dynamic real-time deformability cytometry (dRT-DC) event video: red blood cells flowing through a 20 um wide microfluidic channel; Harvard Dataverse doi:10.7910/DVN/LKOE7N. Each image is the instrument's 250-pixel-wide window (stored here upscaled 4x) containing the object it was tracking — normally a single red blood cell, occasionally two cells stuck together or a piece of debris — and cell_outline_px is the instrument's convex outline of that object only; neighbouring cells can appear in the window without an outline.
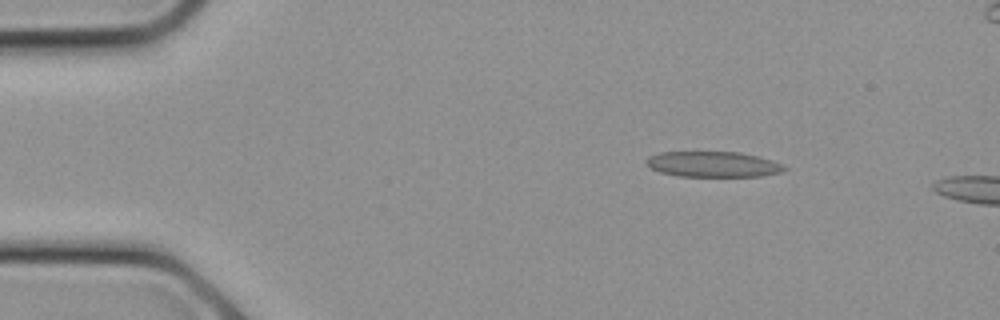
{"species": "common noctule bat (a hibernating species)", "species_latin": "Nyctalus noctula", "temperature_condition": "cold", "stored_images_in_passage": 6, "camera_frame_rate_fps": 3000, "um_per_image_px": 0.085, "animal": {"sex": "female", "body_mass_g": 21.9}, "frame": {"image": 1, "passage_image": 2, "time_ms": 0.333, "image_size_px": [1000, 320], "cell_outline_px": [[788, 168], [784, 172], [760, 176], [676, 176], [660, 172], [652, 168], [648, 164], [648, 156], [660, 152], [740, 152], [772, 160]], "centroid_in_image_um": [60.64, 13.96], "position_along_channel_um": 24.4, "area_um2": 20.4}}